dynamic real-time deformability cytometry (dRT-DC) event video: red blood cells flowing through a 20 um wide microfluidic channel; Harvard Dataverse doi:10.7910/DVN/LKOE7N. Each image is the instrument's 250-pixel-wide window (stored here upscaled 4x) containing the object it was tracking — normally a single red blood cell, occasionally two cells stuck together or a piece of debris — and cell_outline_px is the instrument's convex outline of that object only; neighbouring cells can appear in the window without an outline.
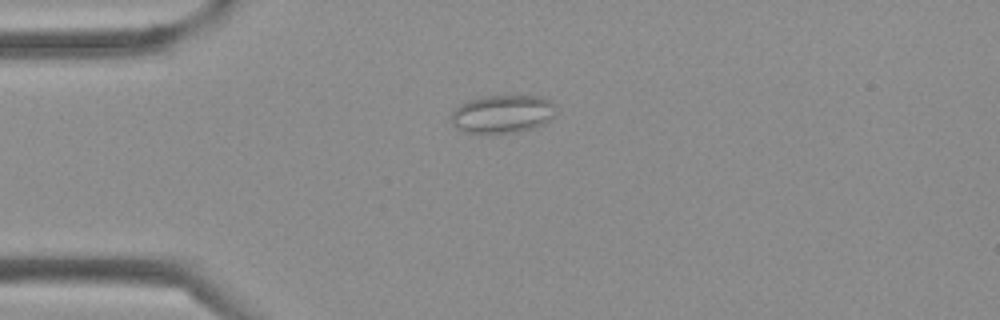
{"species": "Egyptian fruit bat (a non-hibernating species)", "species_latin": "Rousettus aegyptiacus", "temperature_condition": "cold", "stored_images_in_passage": 41, "camera_frame_rate_fps": 3000, "um_per_image_px": 0.085, "frame": {"image": 1, "passage_image": 10, "time_ms": 3.0, "image_size_px": [1000, 320], "cell_outline_px": [[556, 116], [544, 124], [520, 132], [464, 132], [456, 128], [452, 124], [452, 112], [460, 104], [468, 100], [484, 96], [540, 96], [552, 100], [556, 104]], "centroid_in_image_um": [42.77, 9.67], "position_along_channel_um": 42.2, "area_um2": 23.41}}
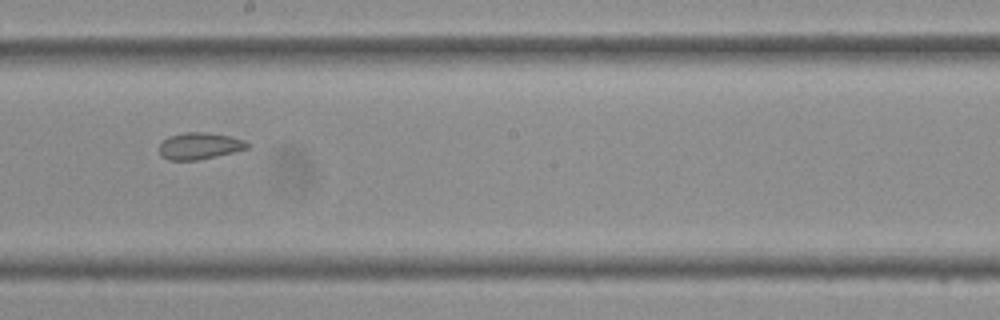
{"frame": {"image": 2, "passage_image": 23, "time_ms": 7.333, "image_size_px": [1000, 320], "cell_outline_px": [[248, 148], [232, 152], [196, 160], [168, 160], [160, 156], [160, 144], [168, 136], [184, 132], [204, 132], [228, 136], [244, 140], [248, 144]], "centroid_in_image_um": [16.91, 12.4], "position_along_channel_um": 231.3, "area_um2": 13.47}}
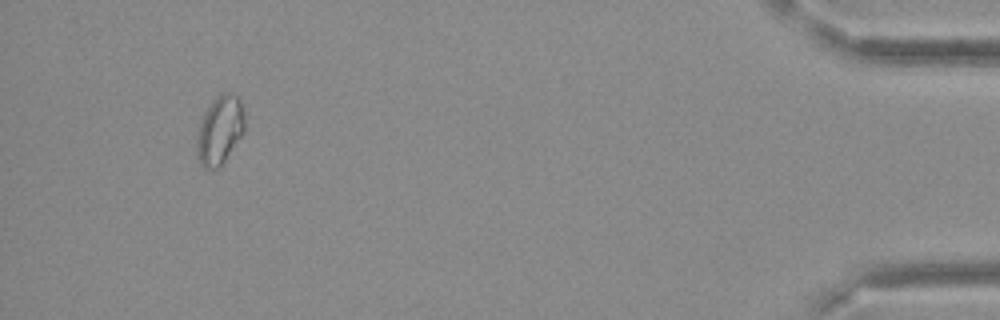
{"frame": {"image": 3, "passage_image": 39, "time_ms": 12.667, "image_size_px": [1000, 320], "cell_outline_px": [[244, 132], [220, 168], [204, 168], [200, 164], [196, 156], [196, 136], [200, 120], [204, 112], [212, 100], [216, 96], [228, 92], [236, 96], [240, 100], [244, 108]], "centroid_in_image_um": [18.66, 11.08], "position_along_channel_um": 416.5, "area_um2": 19.42}}